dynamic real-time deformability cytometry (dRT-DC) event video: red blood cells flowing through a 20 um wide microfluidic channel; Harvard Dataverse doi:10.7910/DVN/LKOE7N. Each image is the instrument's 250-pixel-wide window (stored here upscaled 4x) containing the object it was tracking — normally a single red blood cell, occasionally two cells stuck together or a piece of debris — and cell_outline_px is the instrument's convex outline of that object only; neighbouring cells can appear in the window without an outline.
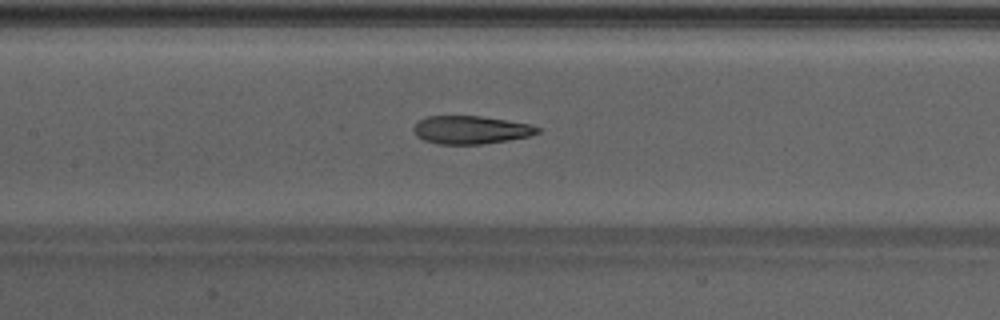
{"species": "Egyptian fruit bat (a non-hibernating species)", "species_latin": "Rousettus aegyptiacus", "temperature_condition": "warm", "stored_images_in_passage": 43, "camera_frame_rate_fps": 3000, "um_per_image_px": 0.085, "animal": {"sex": "male"}, "frame": {"image": 1, "passage_image": 23, "time_ms": 7.333, "image_size_px": [1000, 320], "cell_outline_px": [[540, 132], [528, 136], [508, 140], [480, 144], [436, 144], [424, 140], [416, 136], [412, 128], [420, 120], [428, 116], [480, 116], [508, 120], [528, 124], [540, 128]], "centroid_in_image_um": [39.99, 11.04], "position_along_channel_um": 167.4, "area_um2": 20.17}}
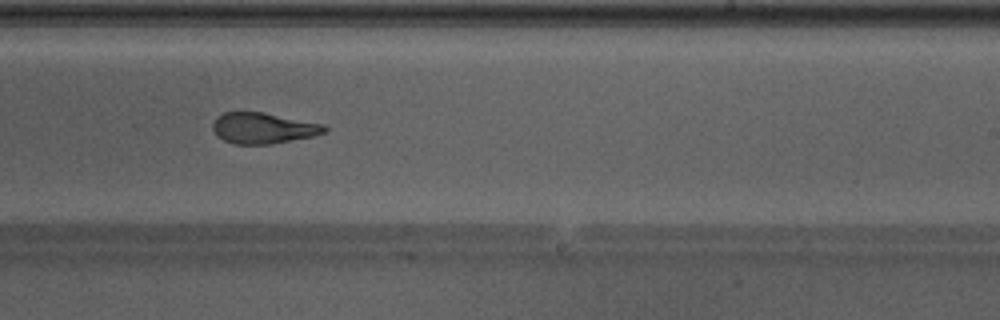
{"frame": {"image": 2, "passage_image": 30, "time_ms": 9.667, "image_size_px": [1000, 320], "cell_outline_px": [[328, 132], [312, 136], [272, 144], [232, 144], [216, 136], [212, 128], [212, 124], [216, 116], [224, 112], [264, 112], [324, 124], [328, 128]], "centroid_in_image_um": [22.36, 10.89], "position_along_channel_um": 266.6, "area_um2": 20.35}}
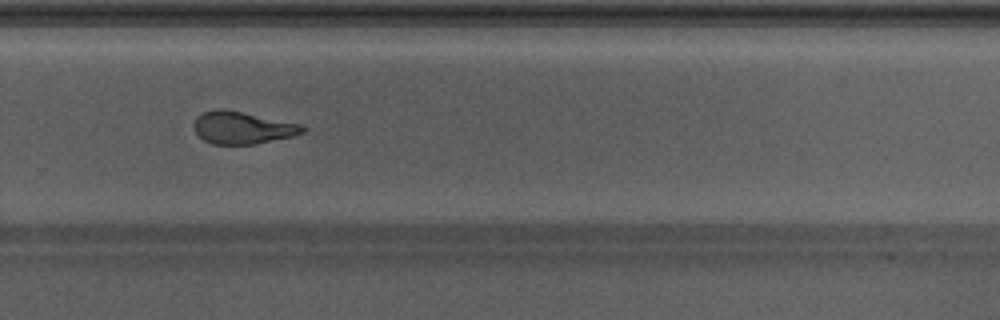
{"frame": {"image": 3, "passage_image": 33, "time_ms": 10.667, "image_size_px": [1000, 320], "cell_outline_px": [[304, 132], [292, 136], [256, 144], [212, 144], [204, 140], [192, 128], [192, 124], [196, 116], [204, 112], [216, 108], [224, 108], [300, 124], [304, 128]], "centroid_in_image_um": [20.54, 10.85], "position_along_channel_um": 309.3, "area_um2": 20.46}}